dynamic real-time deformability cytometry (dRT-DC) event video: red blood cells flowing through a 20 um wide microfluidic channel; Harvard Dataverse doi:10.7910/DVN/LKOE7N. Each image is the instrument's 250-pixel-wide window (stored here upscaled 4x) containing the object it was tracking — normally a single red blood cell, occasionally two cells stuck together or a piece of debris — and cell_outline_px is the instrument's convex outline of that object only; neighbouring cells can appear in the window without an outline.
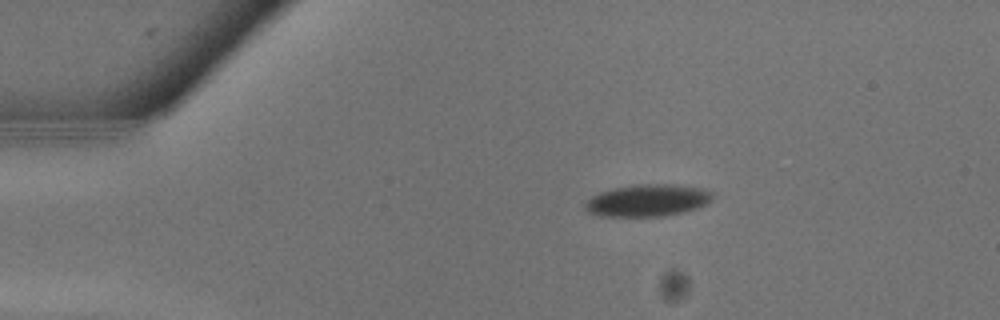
{"species": "common noctule bat (a hibernating species)", "species_latin": "Nyctalus noctula", "temperature_condition": "warm", "stored_images_in_passage": 2, "camera_frame_rate_fps": 3000, "um_per_image_px": 0.085, "animal": {"sex": "male", "body_mass_g": 13.3}, "frame": {"image": 1, "passage_image": 1, "time_ms": 0.0, "image_size_px": [1000, 320], "cell_outline_px": [[712, 196], [704, 204], [696, 208], [680, 212], [660, 216], [600, 216], [588, 212], [584, 208], [584, 204], [592, 196], [600, 192], [612, 188], [636, 184], [672, 184], [704, 188], [712, 192]], "centroid_in_image_um": [54.99, 17.02], "position_along_channel_um": 30.0, "area_um2": 23.58}}